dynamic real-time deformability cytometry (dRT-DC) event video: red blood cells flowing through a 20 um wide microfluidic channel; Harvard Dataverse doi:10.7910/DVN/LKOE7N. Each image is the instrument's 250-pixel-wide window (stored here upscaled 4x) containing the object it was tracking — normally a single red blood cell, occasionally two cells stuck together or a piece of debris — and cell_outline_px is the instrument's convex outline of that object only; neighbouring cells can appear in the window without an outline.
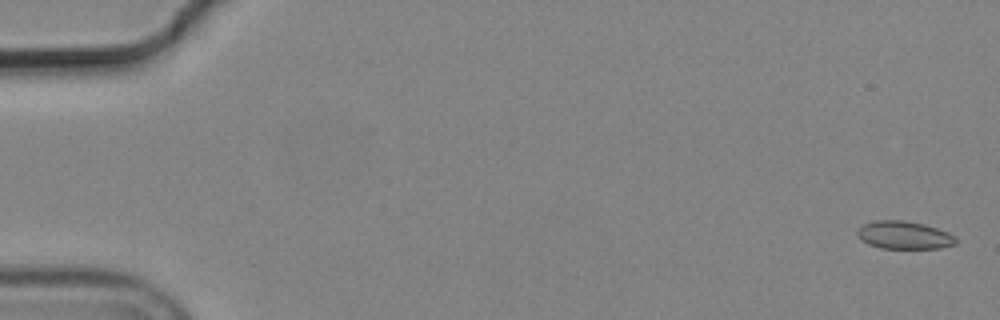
{"species": "common noctule bat (a hibernating species)", "species_latin": "Nyctalus noctula", "temperature_condition": "cold", "stored_images_in_passage": 56, "camera_frame_rate_fps": 3000, "um_per_image_px": 0.085, "animal": {"sex": "male", "body_mass_g": 19.2, "forearm_length_mm": 51.8}, "frame": {"image": 1, "passage_image": 1, "time_ms": 0.0, "image_size_px": [1000, 320], "cell_outline_px": [[956, 244], [940, 248], [880, 248], [868, 244], [860, 240], [856, 232], [864, 224], [876, 220], [904, 220], [924, 224], [948, 232], [956, 236]], "centroid_in_image_um": [76.85, 19.98], "position_along_channel_um": 8.1, "area_um2": 16.01}}
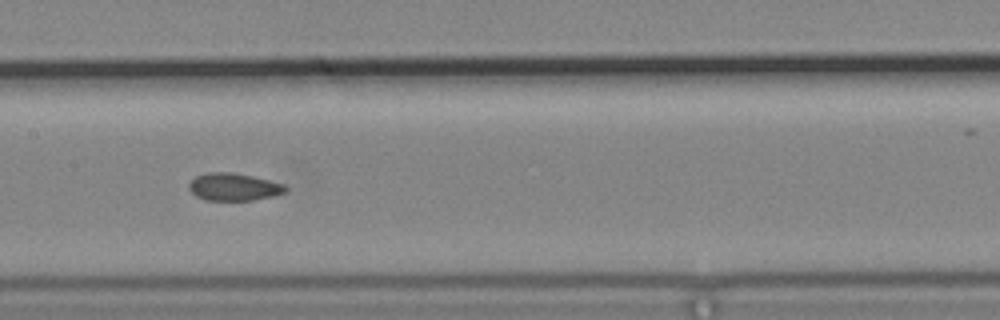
{"frame": {"image": 2, "passage_image": 28, "time_ms": 9.0, "image_size_px": [1000, 320], "cell_outline_px": [[288, 192], [272, 196], [252, 200], [204, 200], [196, 196], [188, 188], [188, 184], [196, 176], [208, 172], [232, 172], [252, 176], [284, 184], [288, 188]], "centroid_in_image_um": [19.87, 15.89], "position_along_channel_um": 187.5, "area_um2": 15.49}}
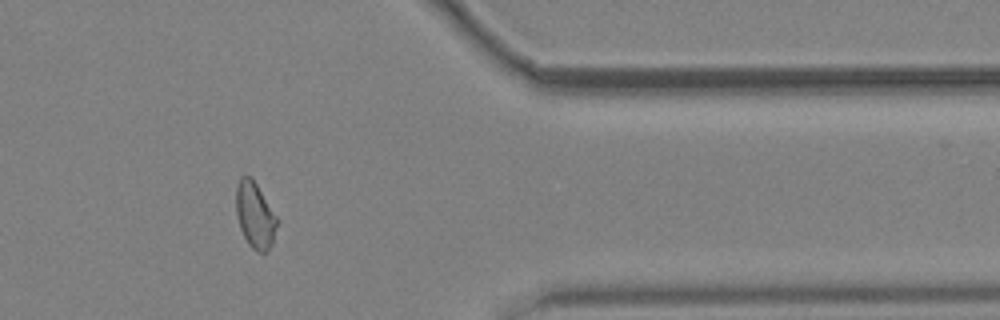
{"frame": {"image": 3, "passage_image": 46, "time_ms": 15.0, "image_size_px": [1000, 320], "cell_outline_px": [[280, 220], [272, 244], [264, 252], [256, 252], [248, 244], [240, 228], [236, 216], [236, 184], [240, 176], [248, 176], [256, 184]], "centroid_in_image_um": [21.69, 18.3], "position_along_channel_um": 389.7, "area_um2": 15.9}, "authors_computed_cell_mechanics": {"area_um2": 15.9817, "velocity_mm_per_s": 3.6894, "shape_relaxation_time_tau1_ms": null, "shape_relaxation_time_tau2_ms": 2.2112, "deformation_change_tau1": null, "deformation_change_tau2": 0.0676}}